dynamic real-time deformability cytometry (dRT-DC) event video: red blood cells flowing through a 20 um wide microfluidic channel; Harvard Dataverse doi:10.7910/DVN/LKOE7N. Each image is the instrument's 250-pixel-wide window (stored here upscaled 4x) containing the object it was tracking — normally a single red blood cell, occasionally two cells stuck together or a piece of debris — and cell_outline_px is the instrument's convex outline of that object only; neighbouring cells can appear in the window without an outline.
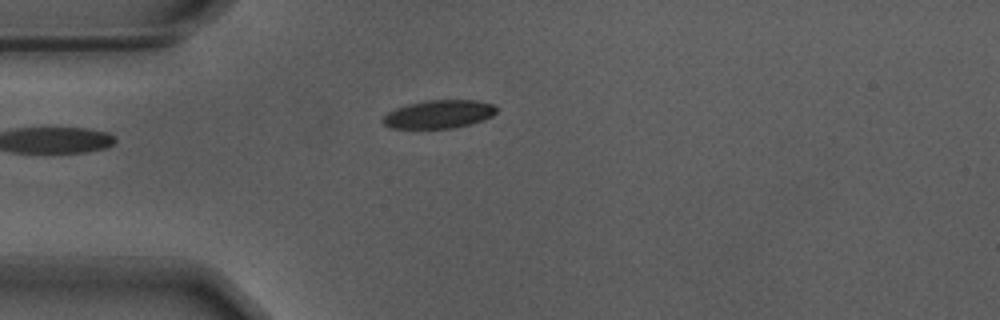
{"species": "Egyptian fruit bat (a non-hibernating species)", "species_latin": "Rousettus aegyptiacus", "temperature_condition": "warm", "stored_images_in_passage": 42, "camera_frame_rate_fps": 3000, "um_per_image_px": 0.085, "animal": {"sex": "male"}, "frame": {"image": 1, "passage_image": 1, "time_ms": 0.0, "image_size_px": [1000, 320], "cell_outline_px": [[496, 112], [492, 116], [484, 120], [456, 128], [392, 128], [384, 124], [380, 120], [388, 112], [396, 108], [408, 104], [428, 100], [476, 100], [492, 104], [496, 108]], "centroid_in_image_um": [37.3, 9.71], "position_along_channel_um": 47.7, "area_um2": 18.67}}
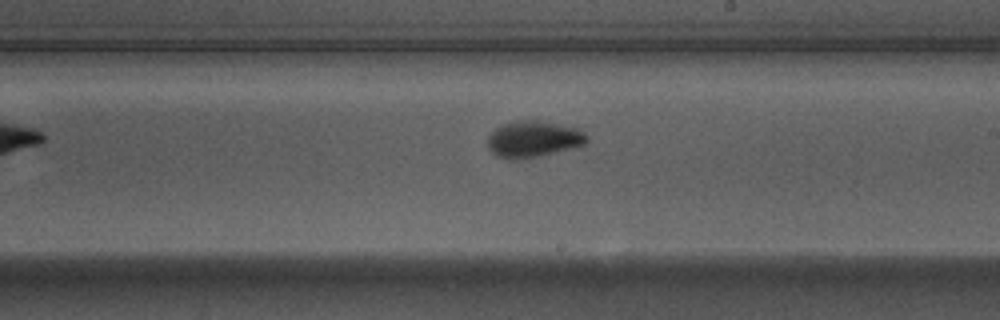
{"frame": {"image": 2, "passage_image": 18, "time_ms": 5.667, "image_size_px": [1000, 320], "cell_outline_px": [[588, 140], [584, 144], [540, 156], [512, 160], [500, 156], [492, 152], [488, 148], [488, 136], [496, 128], [504, 124], [520, 120], [536, 120], [580, 128], [588, 136]], "centroid_in_image_um": [45.35, 11.81], "position_along_channel_um": 243.6, "area_um2": 20.75}}
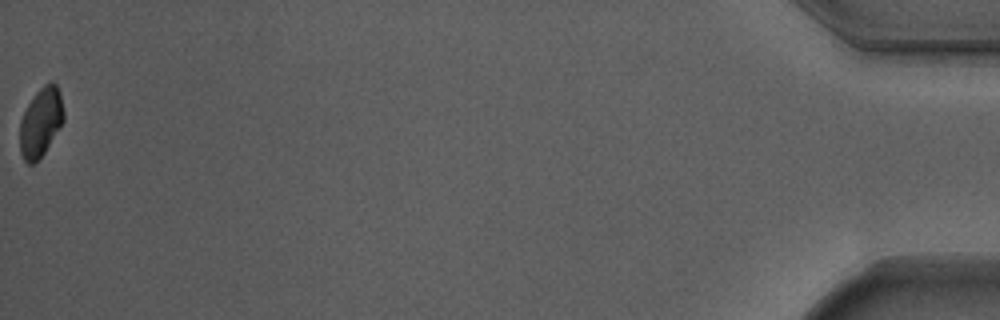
{"frame": {"image": 3, "passage_image": 42, "time_ms": 13.667, "image_size_px": [1000, 320], "cell_outline_px": [[64, 120], [44, 152], [32, 164], [28, 164], [24, 160], [20, 152], [20, 120], [28, 104], [36, 92], [44, 84], [52, 80], [56, 84], [60, 92], [64, 112]], "centroid_in_image_um": [3.47, 10.35], "position_along_channel_um": 431.7, "area_um2": 17.46}, "authors_computed_cell_mechanics": {"area_um2": 19.5942, "velocity_mm_per_s": 3.6883, "shape_relaxation_time_tau1_ms": 2.8935, "shape_relaxation_time_tau2_ms": null, "deformation_change_tau1": 0.1354, "deformation_change_tau2": null}}